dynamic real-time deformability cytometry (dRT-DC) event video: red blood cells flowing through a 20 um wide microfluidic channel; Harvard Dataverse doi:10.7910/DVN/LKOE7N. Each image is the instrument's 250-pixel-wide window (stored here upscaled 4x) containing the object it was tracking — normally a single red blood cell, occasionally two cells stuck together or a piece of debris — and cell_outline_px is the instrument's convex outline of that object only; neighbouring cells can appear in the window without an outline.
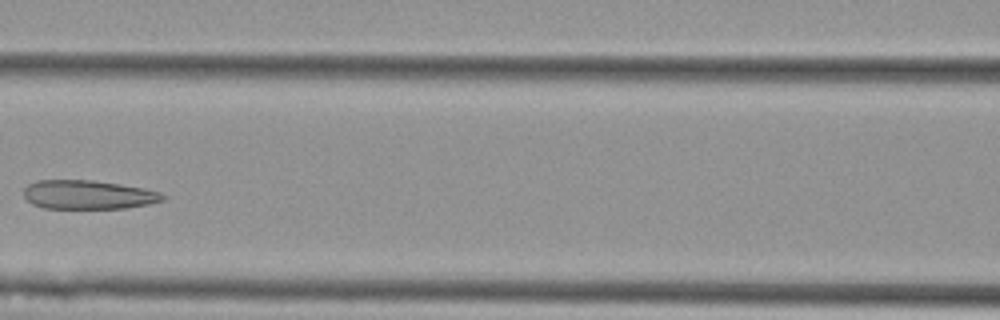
{"species": "Egyptian fruit bat (a non-hibernating species)", "species_latin": "Rousettus aegyptiacus", "temperature_condition": "cold", "stored_images_in_passage": 3, "camera_frame_rate_fps": 3000, "um_per_image_px": 0.085, "animal": {"sex": "female"}, "frame": {"image": 1, "passage_image": 3, "time_ms": 0.667, "image_size_px": [1000, 320], "cell_outline_px": [[168, 196], [164, 200], [148, 204], [124, 208], [44, 208], [32, 204], [24, 196], [24, 188], [28, 184], [36, 180], [92, 180], [120, 184], [144, 188], [160, 192]], "centroid_in_image_um": [7.5, 16.54], "position_along_channel_um": 159.1, "area_um2": 23.47}}